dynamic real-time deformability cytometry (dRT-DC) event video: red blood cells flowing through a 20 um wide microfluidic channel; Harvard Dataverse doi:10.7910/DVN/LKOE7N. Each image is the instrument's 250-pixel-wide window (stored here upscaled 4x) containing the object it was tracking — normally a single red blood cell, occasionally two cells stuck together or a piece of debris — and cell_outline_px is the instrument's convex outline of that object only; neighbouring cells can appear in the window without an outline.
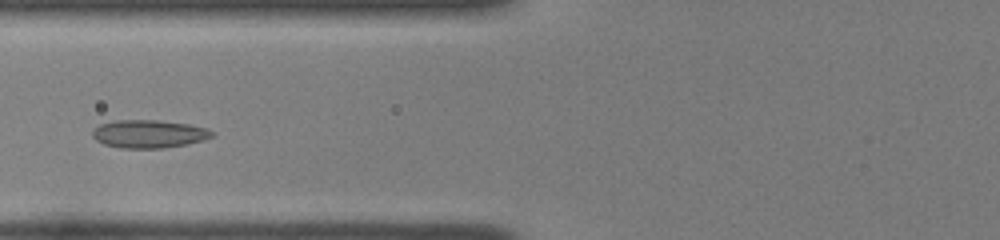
{"species": "common noctule bat (a hibernating species)", "species_latin": "Nyctalus noctula", "temperature_condition": "room temperature", "stored_images_in_passage": 43, "camera_frame_rate_fps": 3000, "um_per_image_px": 0.085, "animal": {"sex": "female", "body_mass_g": 22.0, "forearm_length_mm": 56.7}, "frame": {"image": 1, "passage_image": 14, "time_ms": 4.333, "image_size_px": [1000, 240], "cell_outline_px": [[216, 132], [212, 136], [204, 140], [164, 148], [120, 148], [104, 144], [96, 140], [92, 136], [92, 132], [100, 124], [116, 120], [156, 120], [188, 124], [208, 128]], "centroid_in_image_um": [12.67, 11.38], "position_along_channel_um": 113.1, "area_um2": 19.48}}
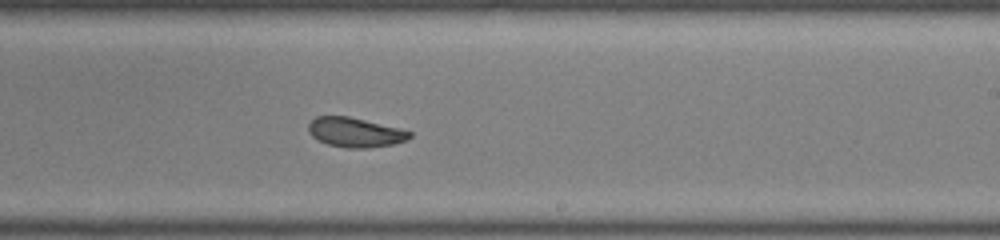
{"frame": {"image": 2, "passage_image": 25, "time_ms": 8.0, "image_size_px": [1000, 240], "cell_outline_px": [[412, 136], [408, 140], [392, 144], [368, 148], [348, 148], [328, 144], [312, 136], [308, 132], [308, 124], [316, 116], [348, 116], [400, 128], [412, 132]], "centroid_in_image_um": [30.2, 11.25], "position_along_channel_um": 258.8, "area_um2": 17.4}}
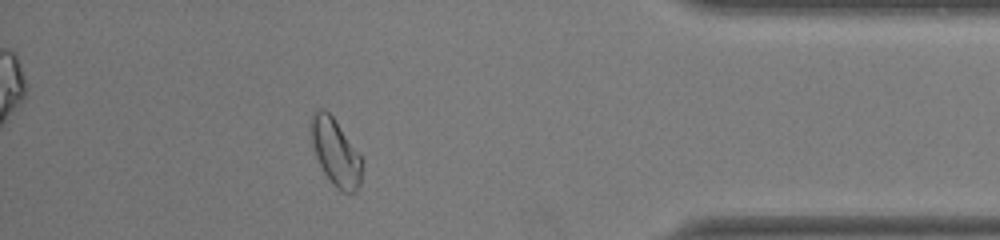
{"frame": {"image": 3, "passage_image": 38, "time_ms": 12.333, "image_size_px": [1000, 240], "cell_outline_px": [[364, 164], [360, 184], [356, 192], [340, 192], [332, 184], [324, 172], [316, 156], [312, 144], [308, 128], [312, 112], [316, 108], [324, 108], [336, 120], [364, 160]], "centroid_in_image_um": [28.52, 12.91], "position_along_channel_um": 406.7, "area_um2": 20.46}, "authors_computed_cell_mechanics": {"area_um2": 19.0162, "velocity_mm_per_s": 3.9823, "shape_relaxation_time_tau1_ms": null, "shape_relaxation_time_tau2_ms": 1.7942, "deformation_change_tau1": null, "deformation_change_tau2": 0.0722}}